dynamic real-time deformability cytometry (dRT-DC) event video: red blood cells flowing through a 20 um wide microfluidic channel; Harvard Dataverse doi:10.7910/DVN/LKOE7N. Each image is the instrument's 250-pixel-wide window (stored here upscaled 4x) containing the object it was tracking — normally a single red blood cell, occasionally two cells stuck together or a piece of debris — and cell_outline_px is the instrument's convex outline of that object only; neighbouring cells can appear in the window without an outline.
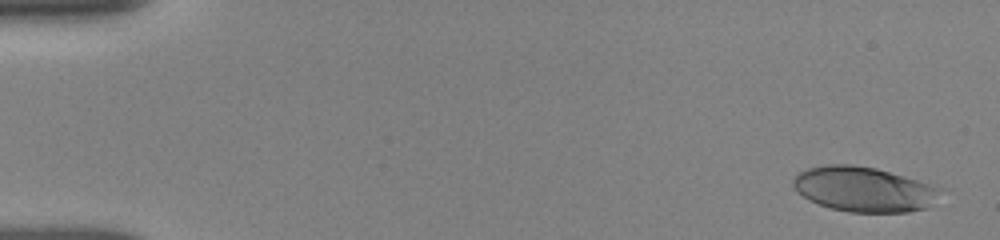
{"species": "human", "species_latin": "Homo sapiens", "temperature_condition": "room temperature", "stored_images_in_passage": 63, "camera_frame_rate_fps": 3000, "um_per_image_px": 0.085, "donor": {"sex": "female"}, "frame": {"image": 1, "passage_image": 1, "time_ms": 0.0, "image_size_px": [1000, 240], "cell_outline_px": [[944, 188], [928, 208], [908, 212], [848, 212], [832, 208], [808, 200], [796, 192], [792, 184], [792, 180], [800, 172], [808, 168], [828, 164], [852, 164], [876, 168], [904, 176]], "centroid_in_image_um": [73.42, 16.08], "position_along_channel_um": 11.6, "area_um2": 38.61}}
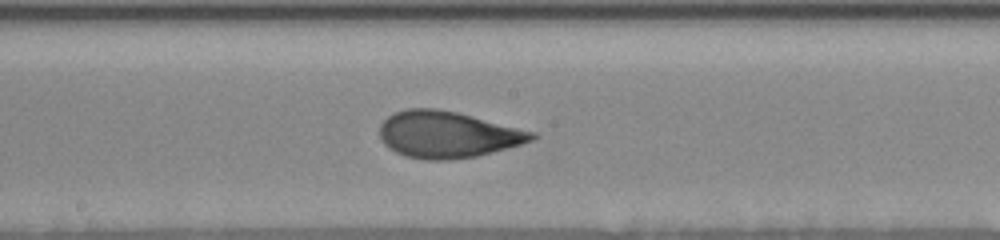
{"frame": {"image": 2, "passage_image": 29, "time_ms": 8.667, "image_size_px": [1000, 240], "cell_outline_px": [[540, 136], [532, 140], [508, 148], [476, 156], [448, 160], [424, 160], [404, 156], [388, 148], [384, 144], [380, 136], [380, 124], [388, 116], [404, 108], [436, 108], [456, 112], [536, 132]], "centroid_in_image_um": [38.02, 11.44], "position_along_channel_um": 210.2, "area_um2": 41.33}}
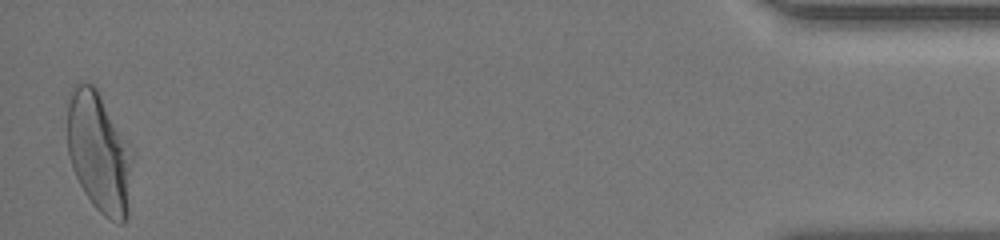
{"frame": {"image": 3, "passage_image": 62, "time_ms": 16.333, "image_size_px": [1000, 240], "cell_outline_px": [[132, 156], [128, 220], [124, 224], [120, 224], [104, 216], [92, 204], [84, 192], [72, 168], [68, 152], [68, 92], [80, 80], [92, 84], [96, 88], [128, 140], [132, 152]], "centroid_in_image_um": [8.43, 12.96], "position_along_channel_um": 426.8, "area_um2": 46.01}, "authors_computed_cell_mechanics": {"area_um2": 40.46, "velocity_mm_per_s": 3.91, "shape_relaxation_time_tau1_ms": 3.759, "shape_relaxation_time_tau2_ms": 0.8933, "deformation_change_tau1": 0.1947, "deformation_change_tau2": 0.0734}}